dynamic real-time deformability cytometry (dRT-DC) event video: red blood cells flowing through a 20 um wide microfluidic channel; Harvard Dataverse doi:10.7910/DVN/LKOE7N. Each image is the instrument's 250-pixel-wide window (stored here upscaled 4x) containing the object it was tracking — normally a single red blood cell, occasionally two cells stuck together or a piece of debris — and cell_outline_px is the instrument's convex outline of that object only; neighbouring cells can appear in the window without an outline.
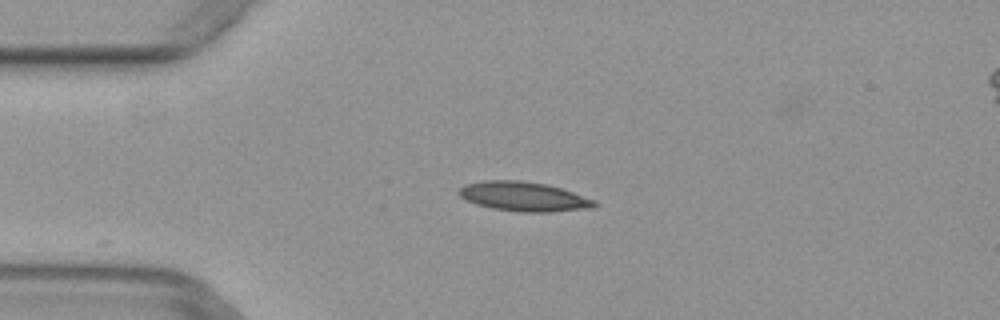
{"species": "common noctule bat (a hibernating species)", "species_latin": "Nyctalus noctula", "temperature_condition": "warm", "stored_images_in_passage": 6, "camera_frame_rate_fps": 3000, "um_per_image_px": 0.085, "animal": {"sex": "female", "body_mass_g": 29.2, "forearm_length_mm": 56.3}, "frame": {"image": 1, "passage_image": 4, "time_ms": 1.0, "image_size_px": [1000, 320], "cell_outline_px": [[596, 204], [592, 208], [548, 212], [520, 212], [492, 208], [476, 204], [460, 196], [456, 192], [464, 184], [484, 180], [520, 180], [548, 184], [596, 200]], "centroid_in_image_um": [44.49, 16.7], "position_along_channel_um": 40.5, "area_um2": 23.24}}